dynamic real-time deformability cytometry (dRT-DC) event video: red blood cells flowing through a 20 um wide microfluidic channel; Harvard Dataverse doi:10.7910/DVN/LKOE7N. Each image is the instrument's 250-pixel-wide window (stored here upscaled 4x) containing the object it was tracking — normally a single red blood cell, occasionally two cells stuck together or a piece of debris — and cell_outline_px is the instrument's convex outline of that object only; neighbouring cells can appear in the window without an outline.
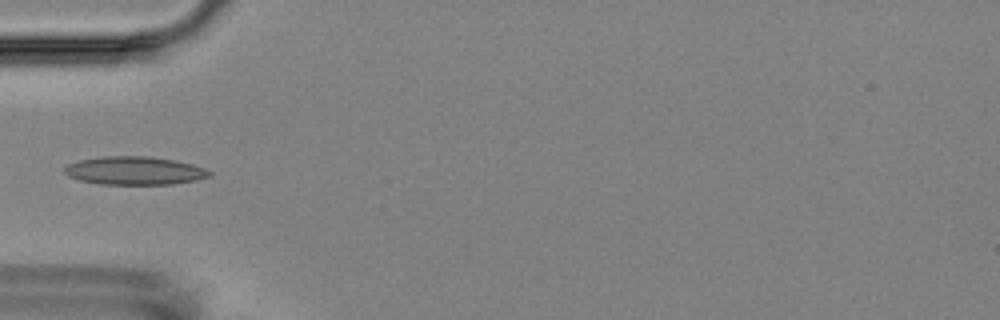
{"species": "Egyptian fruit bat (a non-hibernating species)", "species_latin": "Rousettus aegyptiacus", "temperature_condition": "room temperature", "stored_images_in_passage": 3, "camera_frame_rate_fps": 3000, "um_per_image_px": 0.085, "animal": {"sex": "female"}, "frame": {"image": 1, "passage_image": 3, "time_ms": 2.333, "image_size_px": [1000, 320], "cell_outline_px": [[212, 176], [196, 180], [172, 184], [100, 184], [80, 180], [68, 176], [64, 172], [64, 168], [68, 164], [80, 160], [104, 156], [148, 156], [172, 160], [192, 164], [204, 168], [212, 172]], "centroid_in_image_um": [11.44, 14.51], "position_along_channel_um": 73.6, "area_um2": 23.76}}